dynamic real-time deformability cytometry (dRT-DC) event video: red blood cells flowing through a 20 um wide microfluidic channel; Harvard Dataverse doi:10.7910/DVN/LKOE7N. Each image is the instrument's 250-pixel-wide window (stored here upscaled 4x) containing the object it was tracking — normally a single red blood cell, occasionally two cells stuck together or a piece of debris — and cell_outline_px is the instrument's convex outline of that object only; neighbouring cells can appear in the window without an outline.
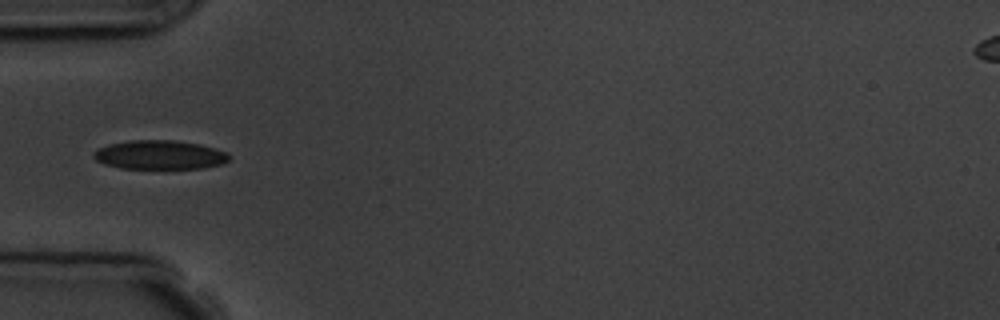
{"species": "common noctule bat (a hibernating species)", "species_latin": "Nyctalus noctula", "temperature_condition": "room temperature", "stored_images_in_passage": 15, "camera_frame_rate_fps": 3000, "um_per_image_px": 0.085, "animal": {"sex": "male", "body_mass_g": 19.5, "forearm_length_mm": 54.6}, "frame": {"image": 1, "passage_image": 5, "time_ms": 5.667, "image_size_px": [1000, 320], "cell_outline_px": [[228, 160], [220, 164], [204, 168], [120, 168], [104, 164], [96, 160], [92, 156], [92, 152], [108, 144], [132, 140], [172, 140], [200, 144], [228, 152]], "centroid_in_image_um": [13.54, 13.16], "position_along_channel_um": 71.5, "area_um2": 22.77}, "authors_computed_cell_mechanics": {"area_um2": 22.7732, "velocity_mm_per_s": 3.6756, "shape_relaxation_time_tau1_ms": 2.483, "shape_relaxation_time_tau2_ms": 2.0497, "deformation_change_tau1": 0.1004, "deformation_change_tau2": 0.0634}}